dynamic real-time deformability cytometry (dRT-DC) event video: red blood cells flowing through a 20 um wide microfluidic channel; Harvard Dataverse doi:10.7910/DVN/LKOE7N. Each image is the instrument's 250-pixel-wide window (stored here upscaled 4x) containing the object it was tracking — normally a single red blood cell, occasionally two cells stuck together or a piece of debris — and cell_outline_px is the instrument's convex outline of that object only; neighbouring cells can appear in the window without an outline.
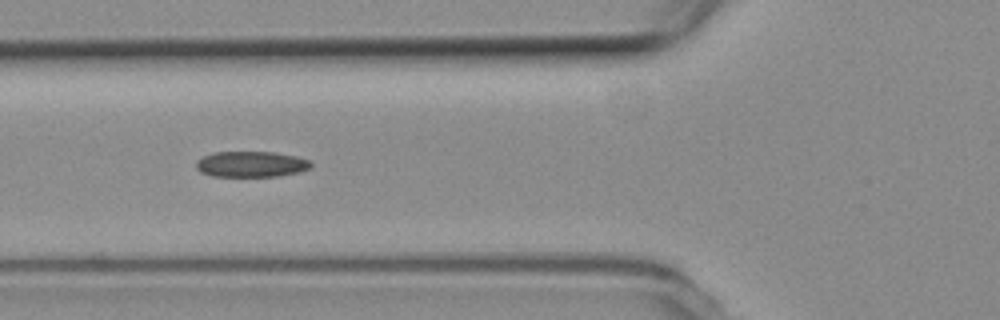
{"species": "common noctule bat (a hibernating species)", "species_latin": "Nyctalus noctula", "temperature_condition": "room temperature", "stored_images_in_passage": 12, "camera_frame_rate_fps": 3000, "um_per_image_px": 0.085, "animal": {"sex": "female", "body_mass_g": 19.3, "forearm_length_mm": 54.1}, "frame": {"image": 1, "passage_image": 6, "time_ms": 1.667, "image_size_px": [1000, 320], "cell_outline_px": [[312, 168], [300, 172], [276, 176], [212, 176], [200, 172], [196, 168], [196, 160], [212, 152], [276, 152], [296, 156], [312, 160]], "centroid_in_image_um": [21.38, 13.95], "position_along_channel_um": 104.4, "area_um2": 17.46}}
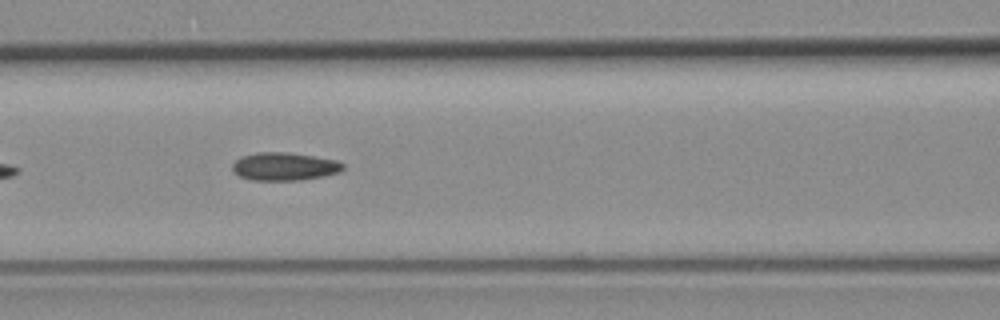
{"frame": {"image": 2, "passage_image": 9, "time_ms": 2.667, "image_size_px": [1000, 320], "cell_outline_px": [[344, 168], [340, 172], [324, 176], [300, 180], [252, 180], [240, 176], [232, 172], [232, 164], [240, 156], [256, 152], [284, 152], [312, 156], [336, 160], [344, 164]], "centroid_in_image_um": [24.14, 14.15], "position_along_channel_um": 142.5, "area_um2": 18.09}}